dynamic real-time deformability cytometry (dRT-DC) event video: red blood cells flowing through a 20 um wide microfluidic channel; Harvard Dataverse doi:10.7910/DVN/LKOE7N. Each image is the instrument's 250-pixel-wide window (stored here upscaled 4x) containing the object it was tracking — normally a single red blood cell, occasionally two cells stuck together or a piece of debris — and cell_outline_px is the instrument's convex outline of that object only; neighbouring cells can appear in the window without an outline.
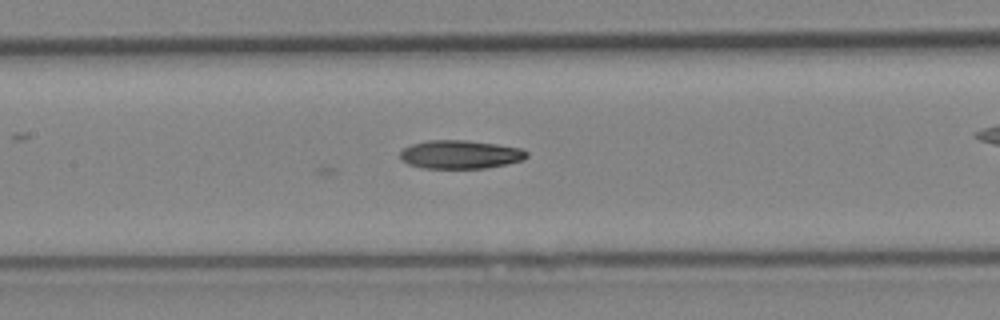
{"species": "Egyptian fruit bat (a non-hibernating species)", "species_latin": "Rousettus aegyptiacus", "temperature_condition": "cold", "stored_images_in_passage": 22, "camera_frame_rate_fps": 3000, "um_per_image_px": 0.085, "animal": {"sex": "female"}, "frame": {"image": 1, "passage_image": 7, "time_ms": 2.0, "image_size_px": [1000, 320], "cell_outline_px": [[528, 156], [524, 160], [508, 164], [488, 168], [420, 168], [408, 164], [400, 160], [400, 152], [404, 148], [412, 144], [428, 140], [468, 140], [496, 144], [520, 148], [528, 152]], "centroid_in_image_um": [39.13, 13.13], "position_along_channel_um": 168.3, "area_um2": 21.21}}
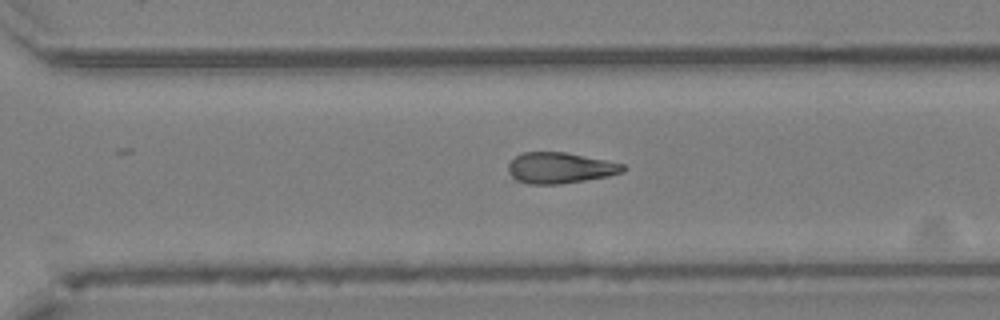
{"frame": {"image": 2, "passage_image": 17, "time_ms": 5.333, "image_size_px": [1000, 320], "cell_outline_px": [[624, 172], [608, 176], [560, 184], [528, 184], [516, 180], [508, 172], [508, 164], [516, 156], [524, 152], [564, 152], [624, 164]], "centroid_in_image_um": [47.57, 14.28], "position_along_channel_um": 323.0, "area_um2": 20.46}}
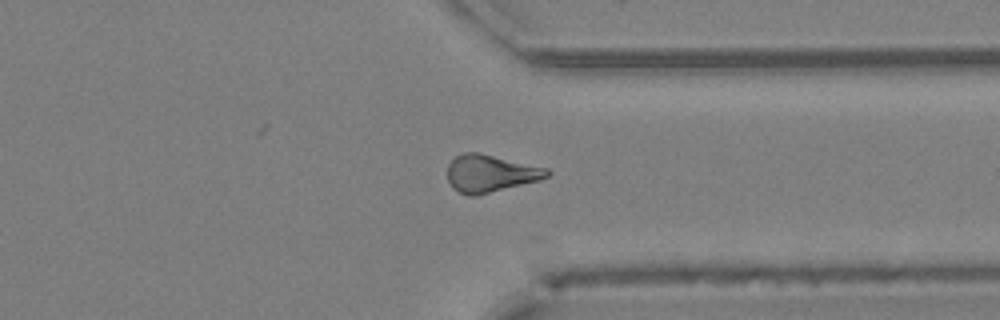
{"frame": {"image": 3, "passage_image": 20, "time_ms": 6.333, "image_size_px": [1000, 320], "cell_outline_px": [[552, 172], [548, 176], [540, 180], [476, 196], [468, 196], [452, 188], [448, 180], [448, 164], [456, 156], [464, 152], [476, 152], [548, 168]], "centroid_in_image_um": [41.68, 14.75], "position_along_channel_um": 369.7, "area_um2": 21.62}}